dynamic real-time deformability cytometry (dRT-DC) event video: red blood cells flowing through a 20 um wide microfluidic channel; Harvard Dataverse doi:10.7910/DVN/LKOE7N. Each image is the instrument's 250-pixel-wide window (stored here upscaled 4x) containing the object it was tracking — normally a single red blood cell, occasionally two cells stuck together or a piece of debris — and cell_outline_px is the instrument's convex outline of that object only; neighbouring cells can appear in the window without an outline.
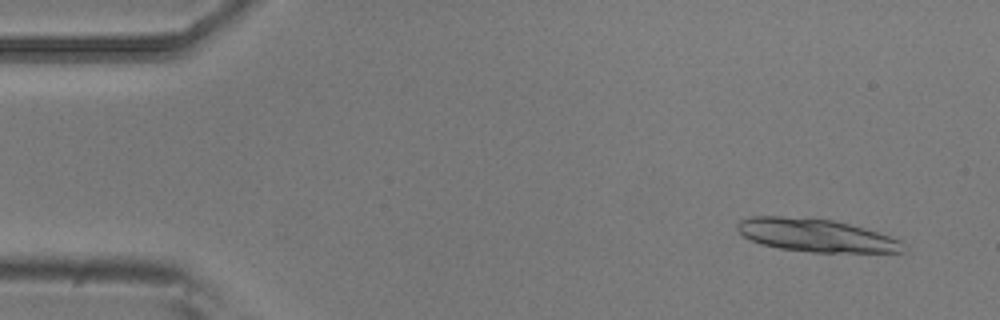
{"species": "common noctule bat (a hibernating species)", "species_latin": "Nyctalus noctula", "temperature_condition": "room temperature", "stored_images_in_passage": 3, "camera_frame_rate_fps": 3000, "um_per_image_px": 0.085, "animal": {"sex": "male", "body_mass_g": 20.5, "forearm_length_mm": 52.5}, "frame": {"image": 1, "passage_image": 3, "time_ms": 0.667, "image_size_px": [1000, 320], "cell_outline_px": [[904, 252], [812, 252], [780, 248], [760, 244], [744, 236], [736, 228], [736, 224], [740, 220], [752, 216], [808, 216], [832, 220], [864, 228], [900, 240], [904, 244]], "centroid_in_image_um": [69.31, 19.98], "position_along_channel_um": 15.7, "area_um2": 31.85}}